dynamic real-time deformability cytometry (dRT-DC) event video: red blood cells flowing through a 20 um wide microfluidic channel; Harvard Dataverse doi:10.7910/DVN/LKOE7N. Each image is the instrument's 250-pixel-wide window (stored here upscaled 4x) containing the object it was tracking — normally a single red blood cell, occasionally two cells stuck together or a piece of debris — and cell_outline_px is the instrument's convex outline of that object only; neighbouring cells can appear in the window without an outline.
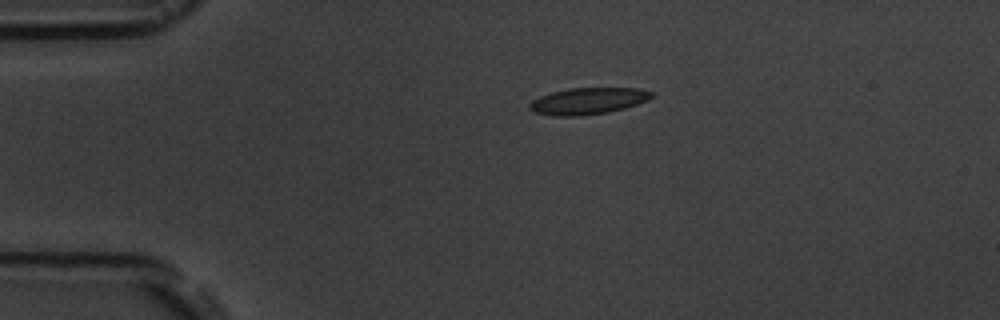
{"species": "common noctule bat (a hibernating species)", "species_latin": "Nyctalus noctula", "temperature_condition": "room temperature", "stored_images_in_passage": 4, "camera_frame_rate_fps": 3000, "um_per_image_px": 0.085, "animal": {"sex": "male", "body_mass_g": 19.5, "forearm_length_mm": 54.6}, "frame": {"image": 1, "passage_image": 1, "time_ms": 0.0, "image_size_px": [1000, 320], "cell_outline_px": [[656, 92], [648, 100], [624, 108], [608, 112], [580, 116], [552, 116], [532, 112], [528, 108], [528, 104], [532, 100], [540, 96], [552, 92], [568, 88], [636, 88]], "centroid_in_image_um": [49.94, 8.59], "position_along_channel_um": 35.1, "area_um2": 19.07}}
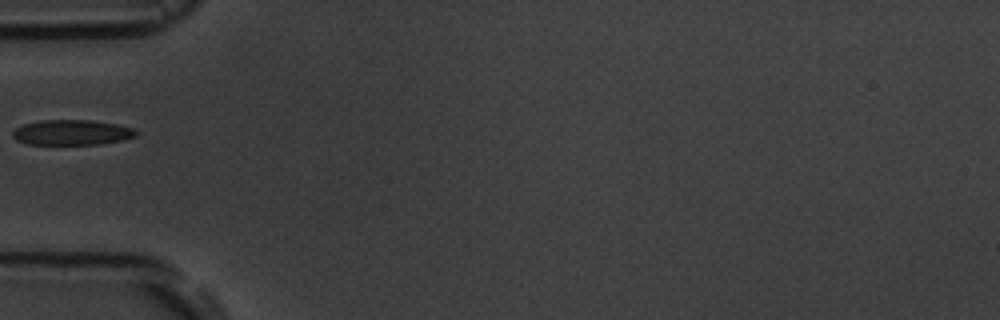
{"frame": {"image": 2, "passage_image": 3, "time_ms": 2.333, "image_size_px": [1000, 320], "cell_outline_px": [[140, 132], [136, 136], [124, 140], [100, 144], [28, 144], [16, 140], [12, 136], [12, 132], [16, 128], [24, 124], [40, 120], [88, 120], [116, 124], [132, 128]], "centroid_in_image_um": [6.12, 11.26], "position_along_channel_um": 78.9, "area_um2": 18.15}}
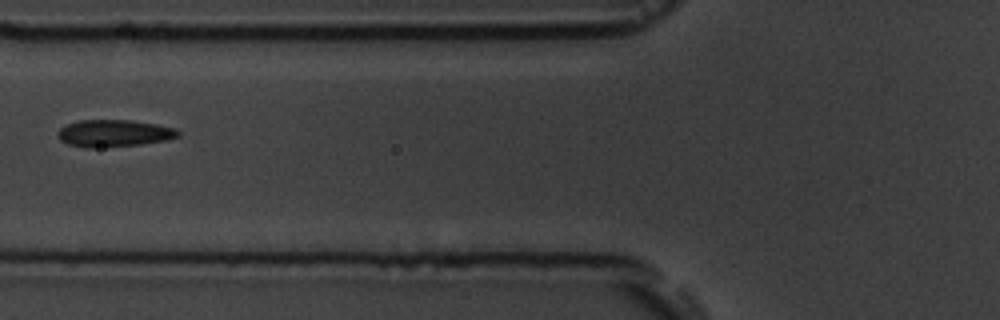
{"frame": {"image": 3, "passage_image": 4, "time_ms": 3.333, "image_size_px": [1000, 320], "cell_outline_px": [[180, 136], [168, 140], [140, 144], [92, 148], [84, 148], [68, 144], [60, 140], [56, 136], [56, 132], [60, 128], [68, 124], [80, 120], [132, 120], [156, 124], [176, 128], [180, 132]], "centroid_in_image_um": [9.68, 11.33], "position_along_channel_um": 116.1, "area_um2": 19.13}}